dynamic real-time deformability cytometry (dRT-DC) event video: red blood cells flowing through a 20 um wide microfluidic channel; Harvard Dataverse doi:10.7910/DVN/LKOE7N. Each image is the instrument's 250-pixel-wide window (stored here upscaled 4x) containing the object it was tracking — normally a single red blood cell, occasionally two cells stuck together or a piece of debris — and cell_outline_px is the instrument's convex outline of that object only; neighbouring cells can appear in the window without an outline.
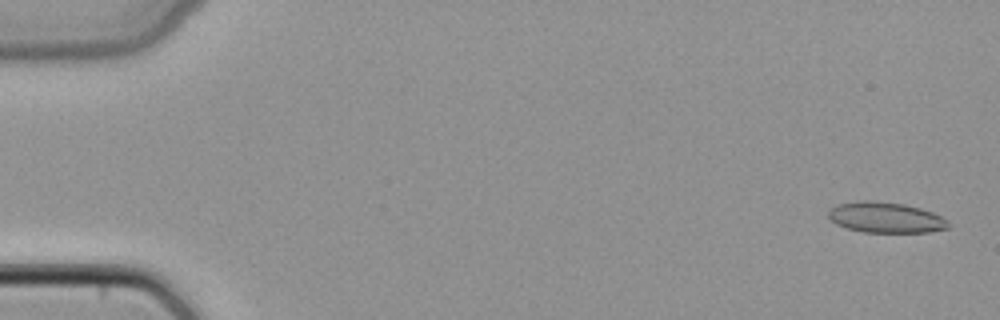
{"species": "common noctule bat (a hibernating species)", "species_latin": "Nyctalus noctula", "temperature_condition": "cold", "stored_images_in_passage": 46, "camera_frame_rate_fps": 3000, "um_per_image_px": 0.085, "animal": {"sex": "female", "body_mass_g": 22.7, "forearm_length_mm": 54.2}, "frame": {"image": 1, "passage_image": 2, "time_ms": 0.333, "image_size_px": [1000, 320], "cell_outline_px": [[948, 228], [928, 232], [864, 232], [848, 228], [836, 224], [828, 216], [828, 212], [832, 208], [840, 204], [860, 200], [872, 200], [904, 204], [920, 208], [932, 212], [948, 220]], "centroid_in_image_um": [75.29, 18.48], "position_along_channel_um": 9.7, "area_um2": 21.21}}
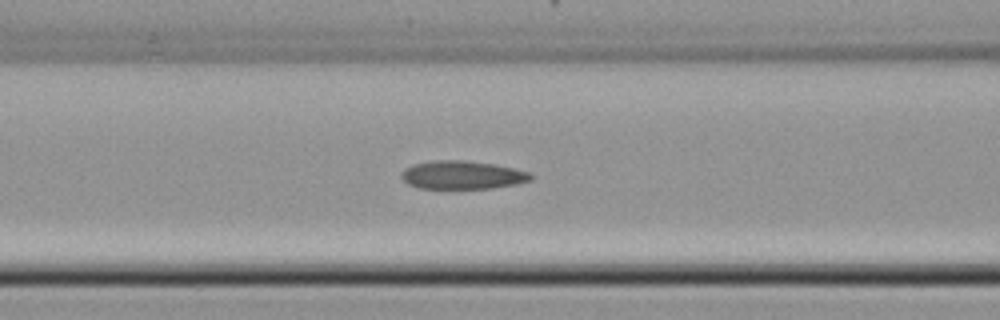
{"frame": {"image": 2, "passage_image": 21, "time_ms": 6.667, "image_size_px": [1000, 320], "cell_outline_px": [[532, 180], [516, 184], [492, 188], [420, 188], [408, 184], [400, 176], [404, 168], [412, 164], [432, 160], [464, 160], [496, 164], [528, 172], [532, 176]], "centroid_in_image_um": [39.27, 14.86], "position_along_channel_um": 127.3, "area_um2": 21.33}}
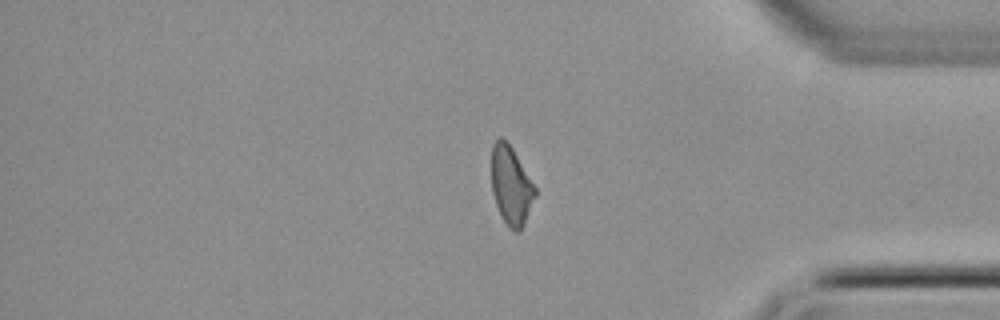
{"frame": {"image": 3, "passage_image": 41, "time_ms": 13.333, "image_size_px": [1000, 320], "cell_outline_px": [[536, 196], [524, 224], [520, 232], [516, 232], [508, 228], [496, 204], [492, 192], [492, 144], [500, 136], [504, 136], [508, 140], [536, 188]], "centroid_in_image_um": [43.44, 15.74], "position_along_channel_um": 391.8, "area_um2": 20.06}}